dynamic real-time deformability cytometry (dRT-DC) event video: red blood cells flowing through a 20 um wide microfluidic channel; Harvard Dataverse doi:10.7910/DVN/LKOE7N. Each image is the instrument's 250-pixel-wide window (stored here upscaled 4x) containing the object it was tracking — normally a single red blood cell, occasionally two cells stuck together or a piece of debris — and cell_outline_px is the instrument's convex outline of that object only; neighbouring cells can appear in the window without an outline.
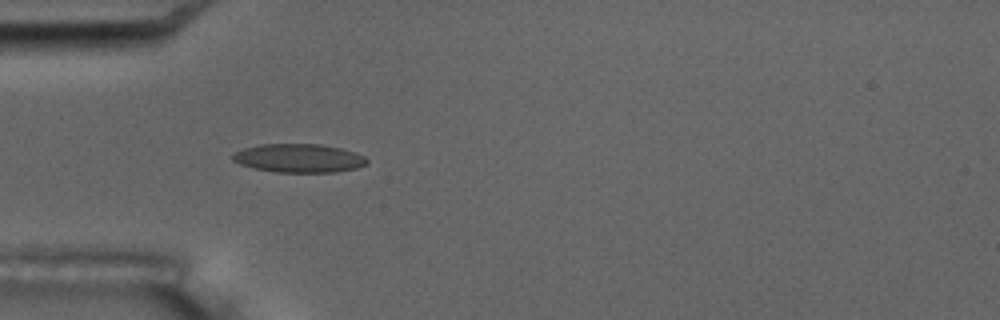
{"species": "common noctule bat (a hibernating species)", "species_latin": "Nyctalus noctula", "temperature_condition": "room temperature", "stored_images_in_passage": 6, "camera_frame_rate_fps": 3000, "um_per_image_px": 0.085, "animal": {"sex": "male", "body_mass_g": 17.5, "forearm_length_mm": 52.3}, "frame": {"image": 1, "passage_image": 5, "time_ms": 5.667, "image_size_px": [1000, 320], "cell_outline_px": [[368, 164], [356, 168], [336, 172], [276, 172], [256, 168], [240, 164], [232, 160], [232, 156], [236, 152], [244, 148], [260, 144], [320, 144], [340, 148], [356, 152], [364, 156], [368, 160]], "centroid_in_image_um": [25.44, 13.44], "position_along_channel_um": 59.6, "area_um2": 22.31}}